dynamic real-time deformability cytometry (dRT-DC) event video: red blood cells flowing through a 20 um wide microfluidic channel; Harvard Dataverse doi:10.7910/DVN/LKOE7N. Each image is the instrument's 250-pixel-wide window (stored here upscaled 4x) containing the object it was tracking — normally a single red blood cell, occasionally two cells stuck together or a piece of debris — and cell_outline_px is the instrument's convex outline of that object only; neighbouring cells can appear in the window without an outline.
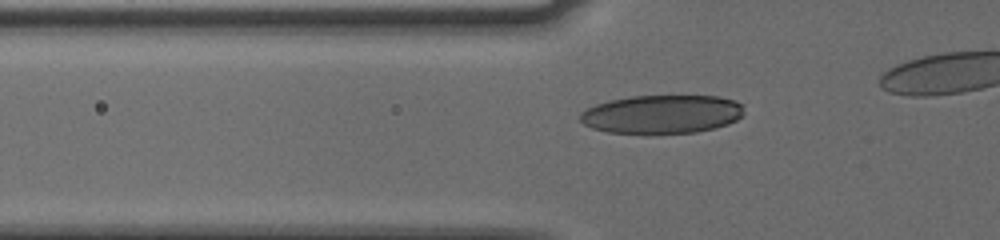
{"species": "human", "species_latin": "Homo sapiens", "temperature_condition": "cold", "stored_images_in_passage": 39, "camera_frame_rate_fps": 3000, "um_per_image_px": 0.085, "donor": {"sex": "male"}, "frame": {"image": 1, "passage_image": 10, "time_ms": 3.0, "image_size_px": [1000, 240], "cell_outline_px": [[744, 116], [728, 124], [696, 132], [608, 132], [592, 128], [584, 124], [580, 120], [580, 112], [596, 104], [612, 100], [632, 96], [716, 96], [732, 100], [740, 104], [744, 112]], "centroid_in_image_um": [56.26, 9.69], "position_along_channel_um": 69.5, "area_um2": 36.18}}
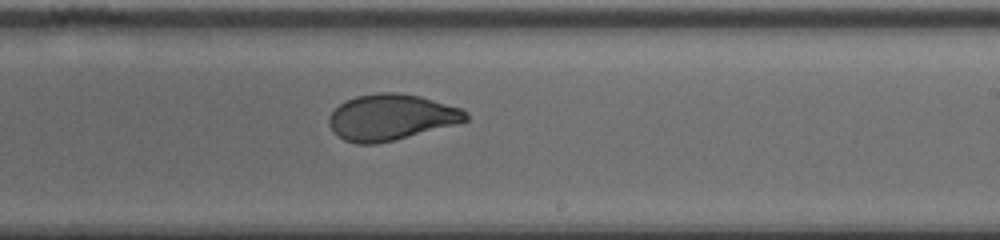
{"frame": {"image": 2, "passage_image": 25, "time_ms": 8.0, "image_size_px": [1000, 240], "cell_outline_px": [[468, 120], [392, 140], [376, 144], [356, 144], [344, 140], [336, 136], [328, 124], [328, 116], [340, 104], [356, 96], [380, 92], [396, 92], [420, 96], [460, 108], [468, 112]], "centroid_in_image_um": [33.18, 9.96], "position_along_channel_um": 255.8, "area_um2": 36.24}}
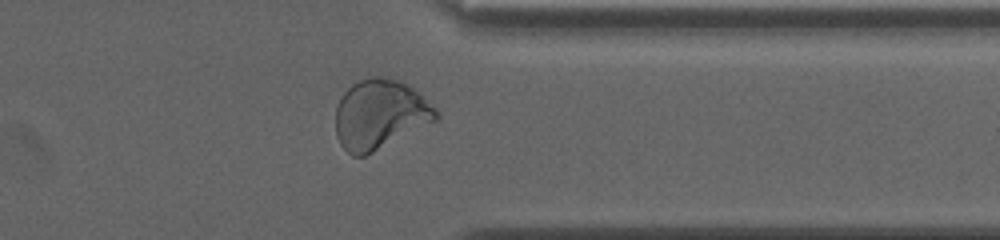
{"frame": {"image": 3, "passage_image": 35, "time_ms": 11.333, "image_size_px": [1000, 240], "cell_outline_px": [[440, 116], [436, 120], [364, 156], [352, 156], [340, 144], [336, 136], [336, 108], [344, 92], [352, 84], [368, 76], [380, 76], [396, 80], [408, 84], [436, 108], [440, 112]], "centroid_in_image_um": [32.28, 9.71], "position_along_channel_um": 379.1, "area_um2": 40.34}}